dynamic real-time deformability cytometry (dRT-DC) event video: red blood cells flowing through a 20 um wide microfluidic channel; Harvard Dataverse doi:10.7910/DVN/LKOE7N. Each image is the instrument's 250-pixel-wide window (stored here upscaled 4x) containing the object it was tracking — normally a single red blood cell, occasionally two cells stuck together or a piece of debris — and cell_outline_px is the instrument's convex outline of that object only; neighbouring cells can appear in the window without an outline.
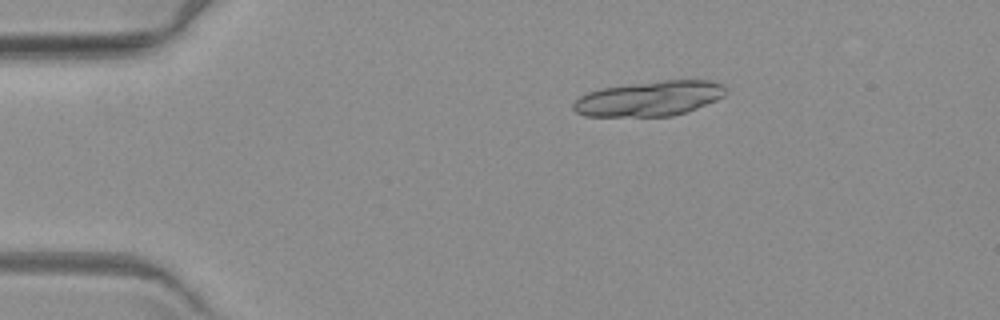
{"species": "common noctule bat (a hibernating species)", "species_latin": "Nyctalus noctula", "temperature_condition": "warm", "stored_images_in_passage": 3, "camera_frame_rate_fps": 3000, "um_per_image_px": 0.085, "animal": {"sex": "female", "body_mass_g": 19.3, "forearm_length_mm": 54.1}, "frame": {"image": 1, "passage_image": 1, "time_ms": 0.0, "image_size_px": [1000, 320], "cell_outline_px": [[728, 92], [724, 96], [716, 100], [696, 108], [672, 116], [584, 116], [576, 112], [572, 108], [572, 104], [580, 96], [588, 92], [600, 88], [664, 80], [708, 80], [724, 84], [728, 88]], "centroid_in_image_um": [55.21, 8.37], "position_along_channel_um": 29.8, "area_um2": 31.1}}